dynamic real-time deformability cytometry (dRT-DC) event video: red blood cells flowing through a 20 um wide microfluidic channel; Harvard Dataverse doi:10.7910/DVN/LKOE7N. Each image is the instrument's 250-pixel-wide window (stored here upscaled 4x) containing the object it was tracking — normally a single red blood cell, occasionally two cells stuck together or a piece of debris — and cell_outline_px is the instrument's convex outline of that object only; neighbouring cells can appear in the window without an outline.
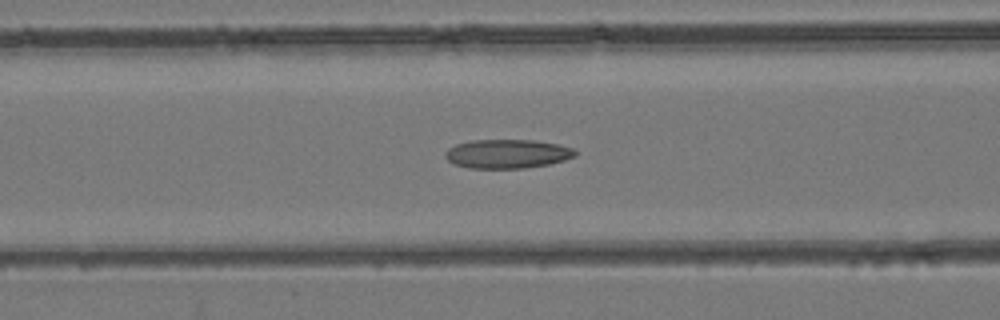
{"species": "common noctule bat (a hibernating species)", "species_latin": "Nyctalus noctula", "temperature_condition": "room temperature", "stored_images_in_passage": 49, "camera_frame_rate_fps": 3000, "um_per_image_px": 0.085, "animal": {"sex": "female", "body_mass_g": 24.6, "forearm_length_mm": 56.2}, "frame": {"image": 1, "passage_image": 20, "time_ms": 6.333, "image_size_px": [1000, 320], "cell_outline_px": [[576, 156], [564, 160], [548, 164], [524, 168], [468, 168], [456, 164], [448, 160], [444, 156], [444, 152], [448, 148], [456, 144], [472, 140], [532, 140], [556, 144], [572, 148], [576, 152]], "centroid_in_image_um": [43.09, 13.07], "position_along_channel_um": 123.5, "area_um2": 21.79}}
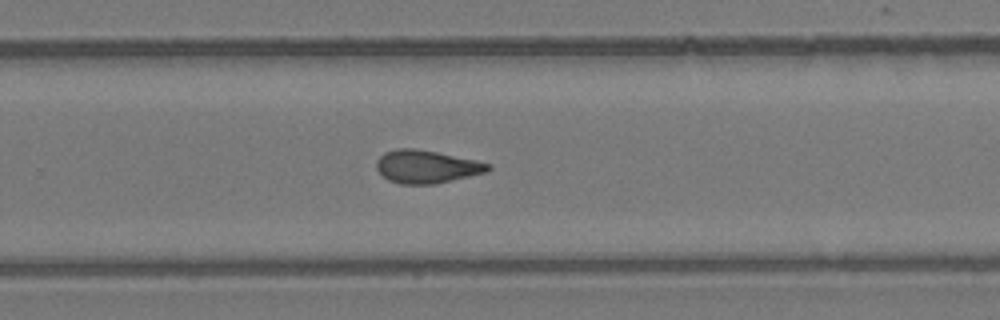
{"frame": {"image": 2, "passage_image": 32, "time_ms": 10.333, "image_size_px": [1000, 320], "cell_outline_px": [[492, 168], [488, 172], [436, 184], [400, 184], [388, 180], [376, 168], [376, 160], [384, 152], [396, 148], [412, 148], [436, 152], [476, 160], [492, 164]], "centroid_in_image_um": [36.27, 14.17], "position_along_channel_um": 293.5, "area_um2": 21.56}}
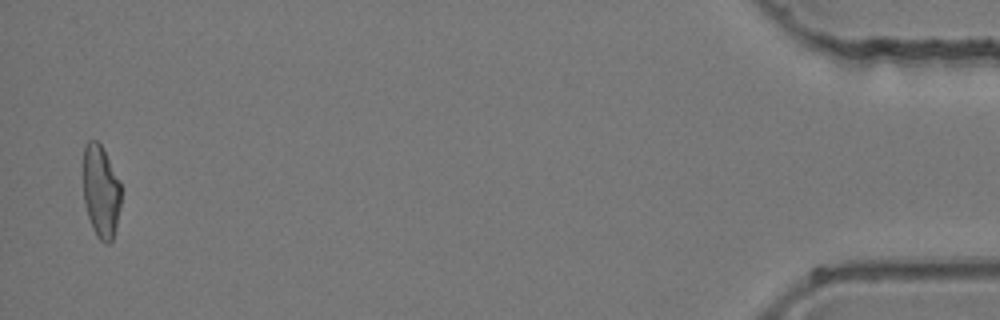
{"frame": {"image": 3, "passage_image": 48, "time_ms": 15.667, "image_size_px": [1000, 320], "cell_outline_px": [[120, 204], [116, 224], [112, 240], [108, 244], [104, 244], [96, 236], [92, 228], [84, 204], [84, 144], [88, 140], [96, 140], [100, 144], [120, 184]], "centroid_in_image_um": [8.55, 16.31], "position_along_channel_um": 426.6, "area_um2": 20.0}}